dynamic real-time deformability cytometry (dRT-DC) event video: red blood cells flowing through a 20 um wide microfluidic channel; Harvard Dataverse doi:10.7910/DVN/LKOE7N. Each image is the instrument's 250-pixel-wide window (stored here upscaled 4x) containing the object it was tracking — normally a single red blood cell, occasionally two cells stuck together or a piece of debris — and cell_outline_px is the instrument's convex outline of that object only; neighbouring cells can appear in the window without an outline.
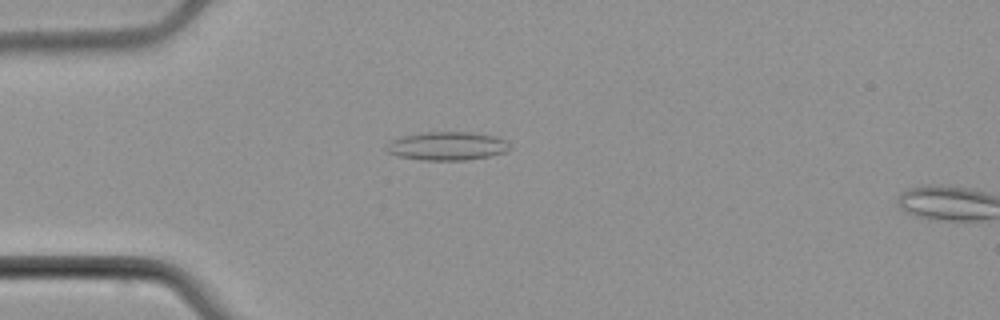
{"species": "common noctule bat (a hibernating species)", "species_latin": "Nyctalus noctula", "temperature_condition": "cold", "stored_images_in_passage": 5, "camera_frame_rate_fps": 3000, "um_per_image_px": 0.085, "animal": {"sex": "male", "body_mass_g": 21.5, "forearm_length_mm": 52.0}, "frame": {"image": 1, "passage_image": 4, "time_ms": 4.333, "image_size_px": [1000, 320], "cell_outline_px": [[512, 148], [504, 152], [488, 156], [468, 160], [420, 160], [396, 156], [388, 152], [388, 140], [404, 136], [424, 132], [472, 132], [496, 136], [504, 140]], "centroid_in_image_um": [38.0, 12.41], "position_along_channel_um": 47.0, "area_um2": 20.46}}